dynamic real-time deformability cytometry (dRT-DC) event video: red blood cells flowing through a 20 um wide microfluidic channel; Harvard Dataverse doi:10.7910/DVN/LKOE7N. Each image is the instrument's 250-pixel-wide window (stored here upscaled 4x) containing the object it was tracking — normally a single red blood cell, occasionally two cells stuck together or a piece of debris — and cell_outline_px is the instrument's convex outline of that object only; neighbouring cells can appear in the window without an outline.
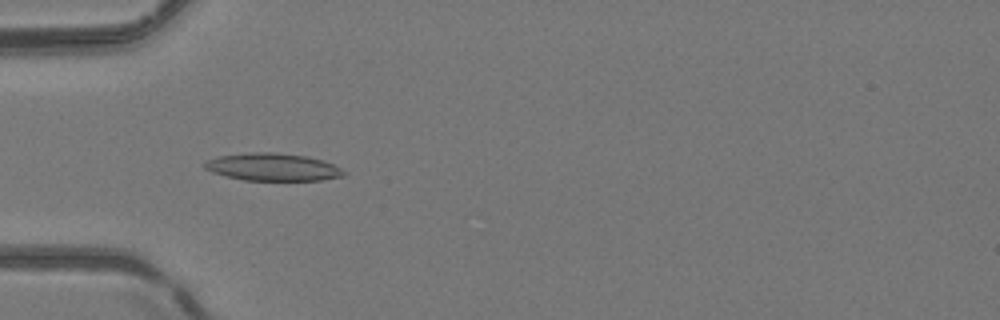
{"species": "common noctule bat (a hibernating species)", "species_latin": "Nyctalus noctula", "temperature_condition": "room temperature", "stored_images_in_passage": 51, "camera_frame_rate_fps": 3000, "um_per_image_px": 0.085, "animal": {"sex": "female", "body_mass_g": 24.6, "forearm_length_mm": 56.2}, "frame": {"image": 1, "passage_image": 17, "time_ms": 5.333, "image_size_px": [1000, 320], "cell_outline_px": [[344, 176], [320, 180], [244, 180], [224, 176], [212, 172], [204, 168], [204, 160], [220, 156], [248, 152], [272, 152], [304, 156], [320, 160], [332, 164], [340, 168], [344, 172]], "centroid_in_image_um": [23.11, 14.2], "position_along_channel_um": 61.9, "area_um2": 22.14}}
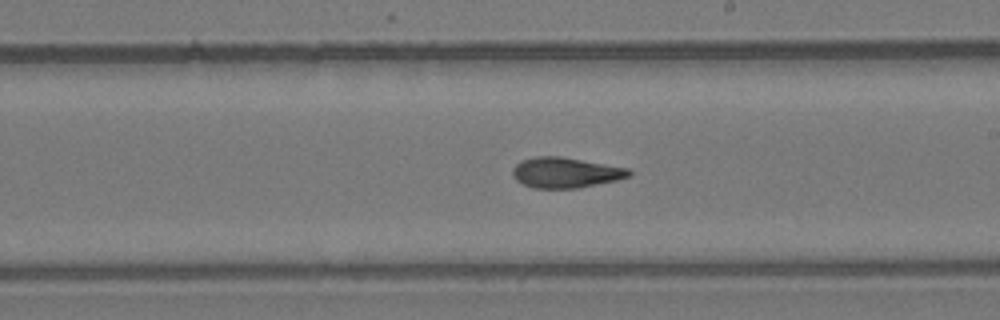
{"frame": {"image": 2, "passage_image": 30, "time_ms": 9.667, "image_size_px": [1000, 320], "cell_outline_px": [[632, 176], [616, 180], [580, 188], [532, 188], [516, 180], [512, 176], [512, 168], [520, 160], [536, 156], [560, 156], [628, 168], [632, 172]], "centroid_in_image_um": [48.05, 14.67], "position_along_channel_um": 240.9, "area_um2": 20.75}}
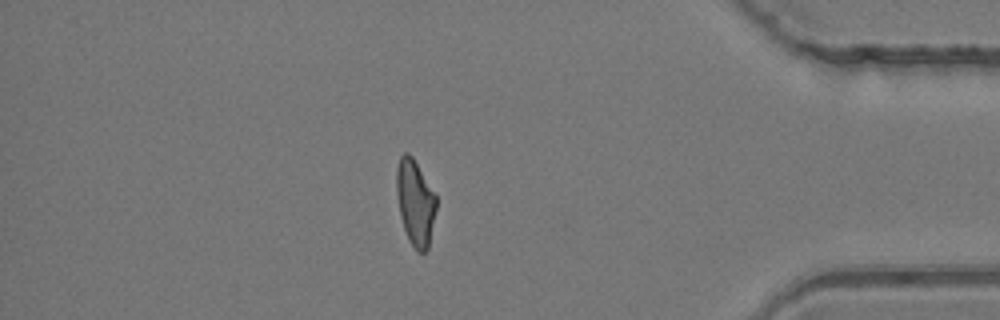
{"frame": {"image": 3, "passage_image": 44, "time_ms": 14.333, "image_size_px": [1000, 320], "cell_outline_px": [[436, 208], [428, 248], [424, 252], [416, 252], [408, 240], [400, 216], [396, 192], [396, 168], [400, 156], [404, 152], [408, 152], [412, 156], [436, 196]], "centroid_in_image_um": [35.27, 17.22], "position_along_channel_um": 399.9, "area_um2": 19.77}, "authors_computed_cell_mechanics": {"area_um2": 20.8658, "velocity_mm_per_s": 4.1902, "shape_relaxation_time_tau1_ms": null, "shape_relaxation_time_tau2_ms": 2.2369, "deformation_change_tau1": null, "deformation_change_tau2": 0.0935}}